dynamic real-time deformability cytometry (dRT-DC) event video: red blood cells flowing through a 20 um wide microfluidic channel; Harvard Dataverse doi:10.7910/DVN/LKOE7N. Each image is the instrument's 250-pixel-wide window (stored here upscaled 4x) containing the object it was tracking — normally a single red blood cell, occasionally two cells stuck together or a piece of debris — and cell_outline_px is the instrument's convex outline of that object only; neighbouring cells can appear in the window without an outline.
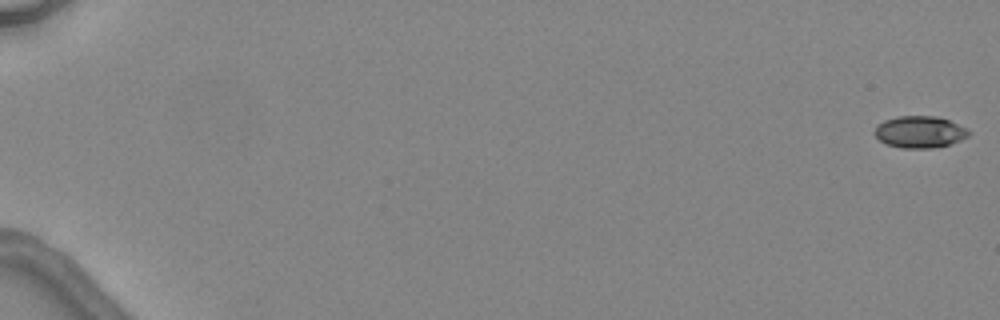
{"species": "common noctule bat (a hibernating species)", "species_latin": "Nyctalus noctula", "temperature_condition": "warm", "stored_images_in_passage": 7, "camera_frame_rate_fps": 3000, "um_per_image_px": 0.085, "animal": {"sex": "female", "body_mass_g": 24.6, "forearm_length_mm": 56.2}, "frame": {"image": 1, "passage_image": 1, "time_ms": 0.0, "image_size_px": [1000, 320], "cell_outline_px": [[972, 132], [968, 136], [960, 140], [948, 144], [932, 148], [900, 148], [884, 144], [872, 132], [876, 124], [884, 120], [900, 116], [936, 116], [948, 120], [968, 128]], "centroid_in_image_um": [78.14, 11.21], "position_along_channel_um": 6.9, "area_um2": 17.63}}
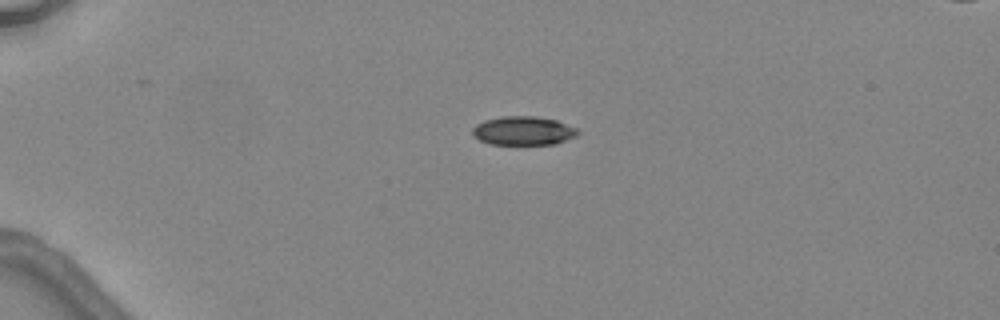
{"frame": {"image": 2, "passage_image": 4, "time_ms": 4.333, "image_size_px": [1000, 320], "cell_outline_px": [[580, 132], [576, 136], [556, 144], [488, 144], [472, 136], [472, 128], [476, 124], [484, 120], [504, 116], [536, 116], [556, 120], [576, 128]], "centroid_in_image_um": [44.46, 11.11], "position_along_channel_um": 40.5, "area_um2": 17.74}}